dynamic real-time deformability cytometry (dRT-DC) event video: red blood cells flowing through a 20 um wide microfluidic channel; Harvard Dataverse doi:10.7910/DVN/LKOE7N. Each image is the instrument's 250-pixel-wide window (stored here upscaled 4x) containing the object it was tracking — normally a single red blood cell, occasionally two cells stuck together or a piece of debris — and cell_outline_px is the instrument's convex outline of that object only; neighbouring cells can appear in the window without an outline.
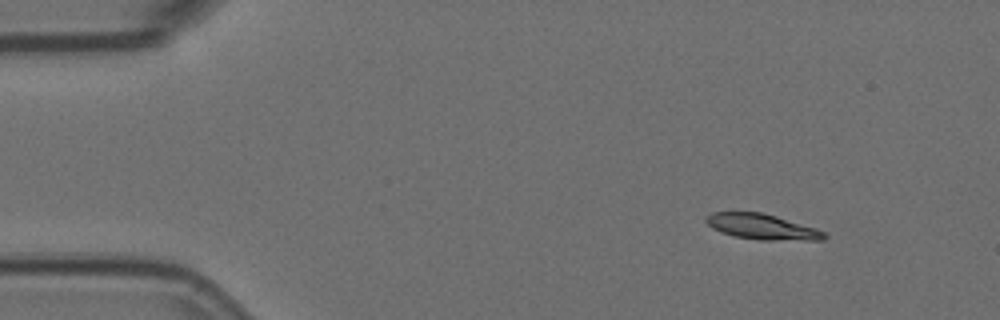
{"species": "Egyptian fruit bat (a non-hibernating species)", "species_latin": "Rousettus aegyptiacus", "temperature_condition": "room temperature", "stored_images_in_passage": 3, "camera_frame_rate_fps": 3000, "um_per_image_px": 0.085, "animal": {"sex": "female"}, "frame": {"image": 1, "passage_image": 1, "time_ms": 0.0, "image_size_px": [1000, 320], "cell_outline_px": [[828, 236], [824, 240], [760, 240], [736, 236], [720, 232], [712, 228], [704, 220], [704, 216], [712, 212], [760, 212], [776, 216], [816, 228], [824, 232]], "centroid_in_image_um": [64.76, 19.27], "position_along_channel_um": 20.2, "area_um2": 17.57}}